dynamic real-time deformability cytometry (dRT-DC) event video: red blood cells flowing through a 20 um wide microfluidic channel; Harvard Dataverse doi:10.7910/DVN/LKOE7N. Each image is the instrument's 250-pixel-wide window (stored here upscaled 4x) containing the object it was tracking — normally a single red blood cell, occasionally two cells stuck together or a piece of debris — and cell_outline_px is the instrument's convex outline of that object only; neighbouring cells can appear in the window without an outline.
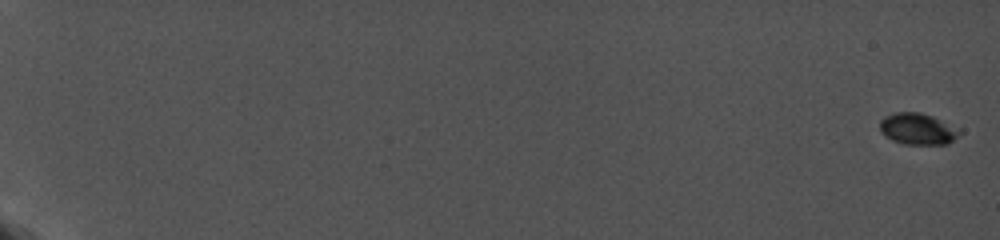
{"species": "common noctule bat (a hibernating species)", "species_latin": "Nyctalus noctula", "temperature_condition": "cold", "stored_images_in_passage": 44, "camera_frame_rate_fps": 5000, "um_per_image_px": 0.085, "animal": {"sex": "female", "body_mass_g": 19.0, "forearm_length_mm": 56.7}, "frame": {"image": 1, "passage_image": 1, "time_ms": 0.0, "image_size_px": [1000, 240], "cell_outline_px": [[964, 132], [948, 144], [904, 144], [892, 140], [884, 136], [880, 128], [880, 120], [884, 116], [896, 112], [920, 112], [932, 116], [964, 128]], "centroid_in_image_um": [78.08, 10.95], "position_along_channel_um": 6.9, "area_um2": 15.03}}
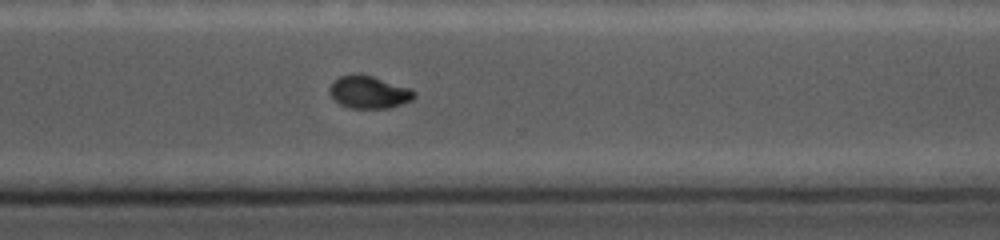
{"frame": {"image": 2, "passage_image": 32, "time_ms": 15.6, "image_size_px": [1000, 240], "cell_outline_px": [[416, 96], [412, 100], [388, 108], [352, 108], [340, 104], [328, 92], [328, 88], [332, 80], [340, 76], [352, 72], [360, 72], [408, 88], [416, 92]], "centroid_in_image_um": [31.3, 7.8], "position_along_channel_um": 339.3, "area_um2": 16.18}}
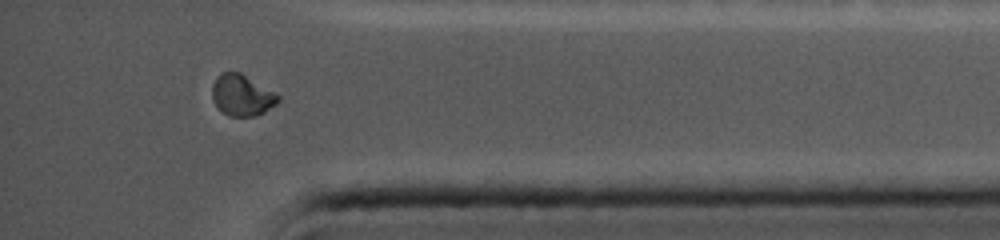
{"frame": {"image": 3, "passage_image": 40, "time_ms": 17.6, "image_size_px": [1000, 240], "cell_outline_px": [[280, 100], [276, 104], [264, 112], [256, 116], [228, 116], [212, 100], [212, 84], [216, 76], [220, 72], [240, 72], [276, 92], [280, 96]], "centroid_in_image_um": [20.57, 8.08], "position_along_channel_um": 414.6, "area_um2": 15.95}}